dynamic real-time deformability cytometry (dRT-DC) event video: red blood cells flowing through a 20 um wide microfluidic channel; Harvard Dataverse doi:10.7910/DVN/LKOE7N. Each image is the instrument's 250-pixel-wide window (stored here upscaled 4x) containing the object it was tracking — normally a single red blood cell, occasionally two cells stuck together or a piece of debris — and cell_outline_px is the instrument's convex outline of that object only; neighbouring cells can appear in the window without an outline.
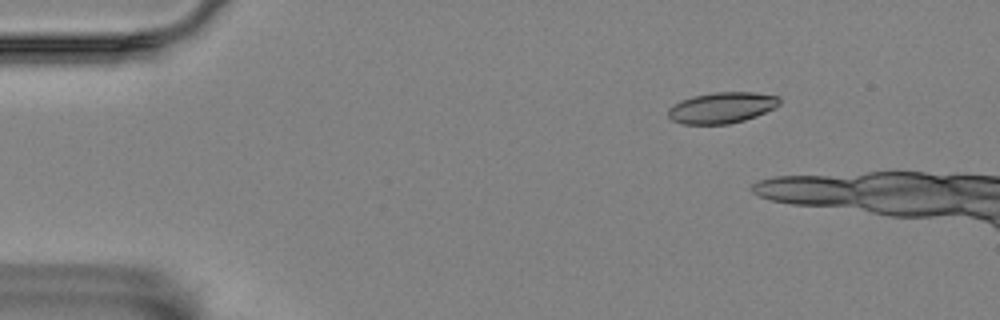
{"species": "Egyptian fruit bat (a non-hibernating species)", "species_latin": "Rousettus aegyptiacus", "temperature_condition": "room temperature", "stored_images_in_passage": 3, "camera_frame_rate_fps": 3000, "um_per_image_px": 0.085, "animal": {"sex": "female"}, "frame": {"image": 1, "passage_image": 1, "time_ms": 0.0, "image_size_px": [1000, 320], "cell_outline_px": [[780, 104], [776, 108], [756, 116], [744, 120], [728, 124], [684, 124], [672, 120], [668, 116], [668, 108], [680, 100], [692, 96], [716, 92], [752, 92], [780, 96]], "centroid_in_image_um": [61.37, 9.15], "position_along_channel_um": 23.6, "area_um2": 20.23}}